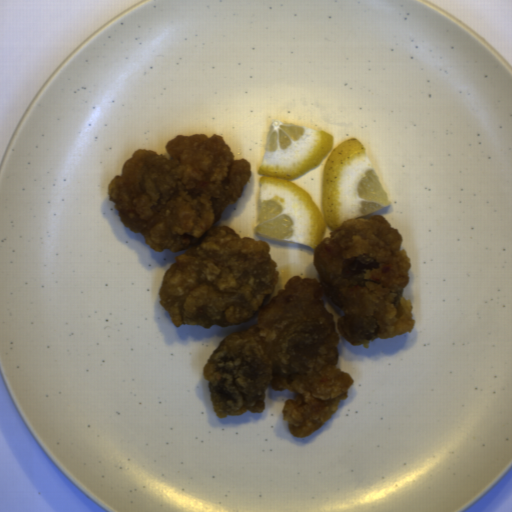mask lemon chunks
Masks as SVG:
<instances>
[{
    "label": "lemon chunks",
    "mask_w": 512,
    "mask_h": 512,
    "mask_svg": "<svg viewBox=\"0 0 512 512\" xmlns=\"http://www.w3.org/2000/svg\"><path fill=\"white\" fill-rule=\"evenodd\" d=\"M326 130L272 122L257 170L259 192L254 232L257 236L316 248L327 227L364 217L391 200L365 149L354 138L335 147ZM325 162L321 207L298 184L290 182ZM323 213V214H322Z\"/></svg>",
    "instance_id": "obj_1"
}]
</instances>
